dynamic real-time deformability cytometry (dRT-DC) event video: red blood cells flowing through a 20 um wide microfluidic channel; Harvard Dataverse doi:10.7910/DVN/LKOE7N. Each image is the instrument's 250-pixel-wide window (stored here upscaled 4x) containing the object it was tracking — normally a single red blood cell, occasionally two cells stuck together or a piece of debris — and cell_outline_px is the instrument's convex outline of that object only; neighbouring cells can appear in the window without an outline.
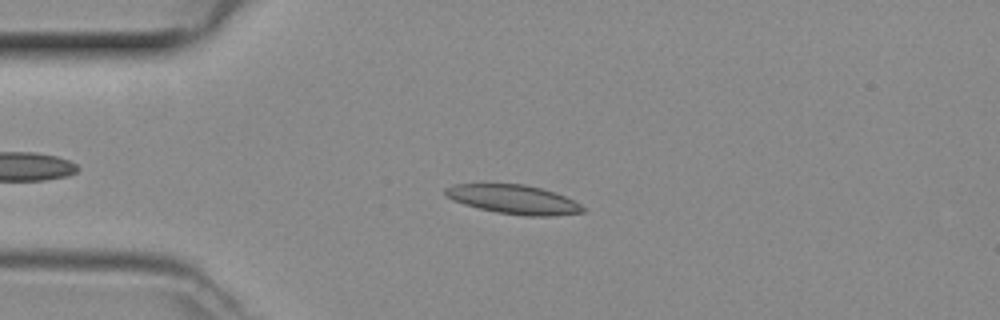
{"species": "common noctule bat (a hibernating species)", "species_latin": "Nyctalus noctula", "temperature_condition": "room temperature", "stored_images_in_passage": 42, "camera_frame_rate_fps": 3000, "um_per_image_px": 0.085, "animal": {"sex": "female", "body_mass_g": 29.2, "forearm_length_mm": 56.3}, "frame": {"image": 1, "passage_image": 9, "time_ms": 2.667, "image_size_px": [1000, 320], "cell_outline_px": [[588, 208], [584, 212], [552, 216], [524, 216], [496, 212], [464, 204], [452, 200], [444, 196], [444, 188], [452, 184], [524, 184], [540, 188], [564, 196]], "centroid_in_image_um": [43.64, 16.95], "position_along_channel_um": 41.4, "area_um2": 23.29}}
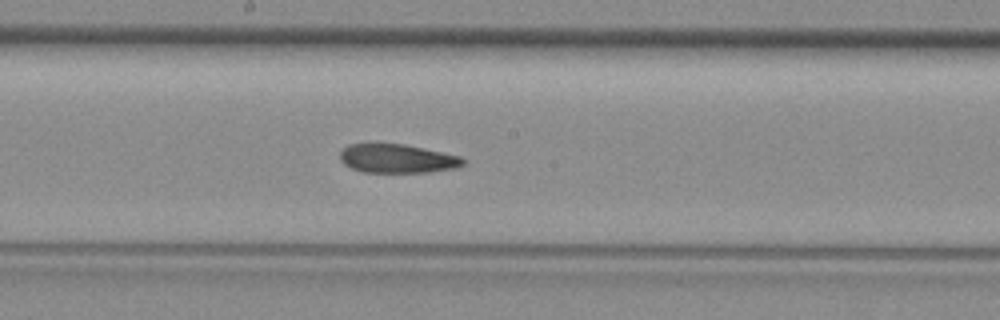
{"frame": {"image": 2, "passage_image": 23, "time_ms": 7.333, "image_size_px": [1000, 320], "cell_outline_px": [[464, 164], [456, 168], [428, 172], [360, 172], [344, 164], [340, 160], [340, 152], [348, 144], [404, 144], [424, 148], [460, 156], [464, 160]], "centroid_in_image_um": [33.75, 13.48], "position_along_channel_um": 214.4, "area_um2": 20.58}}
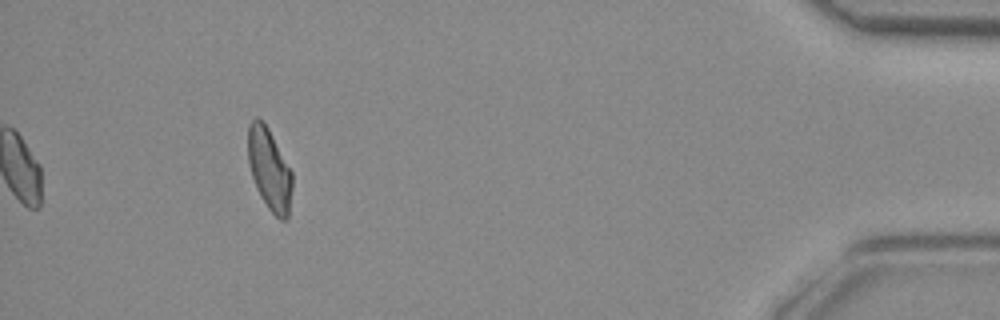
{"frame": {"image": 3, "passage_image": 42, "time_ms": 13.667, "image_size_px": [1000, 320], "cell_outline_px": [[292, 188], [288, 216], [284, 220], [280, 220], [268, 208], [260, 196], [256, 188], [252, 176], [248, 160], [248, 124], [256, 116], [268, 128], [292, 172]], "centroid_in_image_um": [22.89, 14.4], "position_along_channel_um": 412.3, "area_um2": 20.87}}